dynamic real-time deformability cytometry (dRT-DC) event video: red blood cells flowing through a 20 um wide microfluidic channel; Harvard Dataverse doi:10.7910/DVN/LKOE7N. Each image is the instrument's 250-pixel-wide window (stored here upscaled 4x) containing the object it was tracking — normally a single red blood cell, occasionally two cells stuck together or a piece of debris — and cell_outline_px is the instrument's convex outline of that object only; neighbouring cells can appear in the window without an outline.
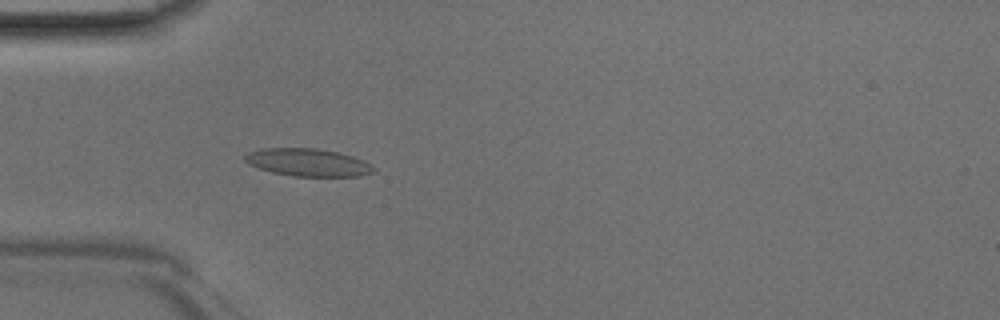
{"species": "Egyptian fruit bat (a non-hibernating species)", "species_latin": "Rousettus aegyptiacus", "temperature_condition": "room temperature", "stored_images_in_passage": 45, "camera_frame_rate_fps": 3000, "um_per_image_px": 0.085, "animal": {"sex": "male"}, "frame": {"image": 1, "passage_image": 13, "time_ms": 4.0, "image_size_px": [1000, 320], "cell_outline_px": [[376, 172], [360, 176], [292, 176], [272, 172], [248, 164], [244, 160], [244, 156], [248, 152], [264, 148], [316, 148], [336, 152], [352, 156], [364, 160], [376, 168]], "centroid_in_image_um": [26.19, 13.81], "position_along_channel_um": 58.8, "area_um2": 20.75}}
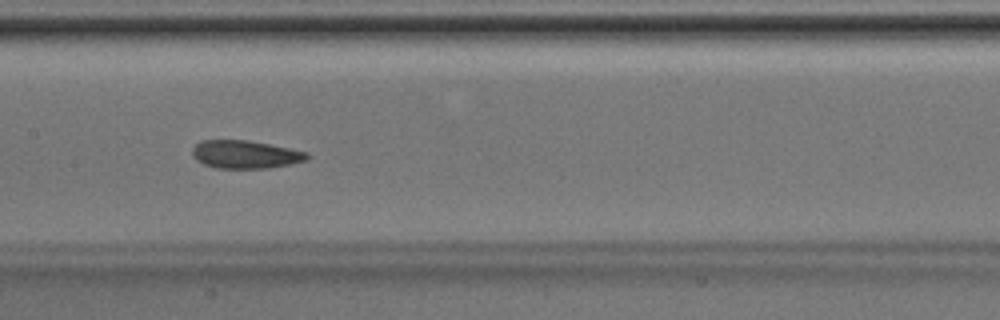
{"frame": {"image": 2, "passage_image": 22, "time_ms": 7.0, "image_size_px": [1000, 320], "cell_outline_px": [[312, 156], [308, 160], [268, 168], [216, 168], [204, 164], [196, 160], [192, 156], [192, 148], [200, 140], [248, 140], [308, 152]], "centroid_in_image_um": [20.84, 13.12], "position_along_channel_um": 186.6, "area_um2": 18.79}}
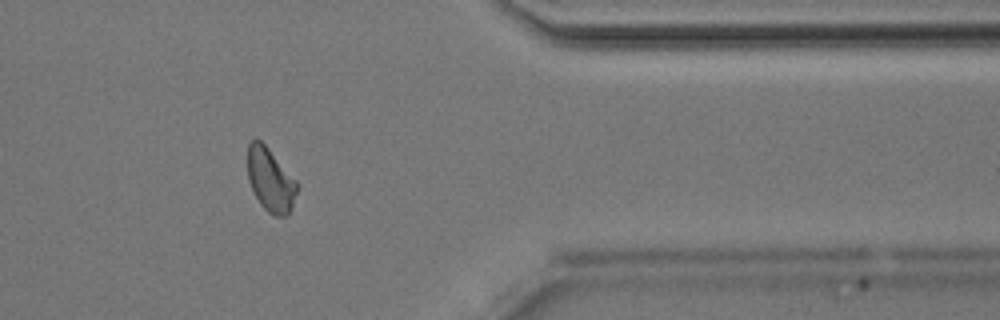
{"frame": {"image": 3, "passage_image": 37, "time_ms": 12.0, "image_size_px": [1000, 320], "cell_outline_px": [[300, 184], [292, 208], [284, 216], [272, 216], [260, 204], [248, 180], [248, 144], [252, 140], [260, 140], [268, 148]], "centroid_in_image_um": [23.01, 15.31], "position_along_channel_um": 388.4, "area_um2": 18.26}}